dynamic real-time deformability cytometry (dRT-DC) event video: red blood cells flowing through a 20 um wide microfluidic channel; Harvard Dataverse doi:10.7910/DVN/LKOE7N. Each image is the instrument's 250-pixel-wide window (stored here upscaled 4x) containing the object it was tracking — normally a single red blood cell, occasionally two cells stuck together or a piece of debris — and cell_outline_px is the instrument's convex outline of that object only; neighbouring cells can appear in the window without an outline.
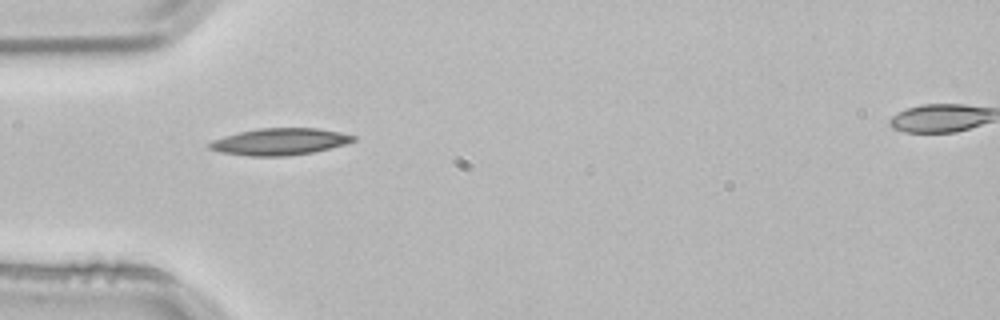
{"species": "common noctule bat (a hibernating species)", "species_latin": "Nyctalus noctula", "temperature_condition": "room temperature", "stored_images_in_passage": 2, "camera_frame_rate_fps": 3000, "um_per_image_px": 0.085, "animal": {"sex": "male", "body_mass_g": 21.5, "forearm_length_mm": 52.0}, "frame": {"image": 1, "passage_image": 2, "time_ms": 0.333, "image_size_px": [1000, 320], "cell_outline_px": [[356, 140], [344, 144], [312, 152], [288, 156], [248, 156], [220, 152], [208, 148], [208, 144], [212, 140], [224, 136], [240, 132], [260, 128], [316, 128], [340, 132], [356, 136]], "centroid_in_image_um": [23.75, 12.04], "position_along_channel_um": 61.2, "area_um2": 22.31}}